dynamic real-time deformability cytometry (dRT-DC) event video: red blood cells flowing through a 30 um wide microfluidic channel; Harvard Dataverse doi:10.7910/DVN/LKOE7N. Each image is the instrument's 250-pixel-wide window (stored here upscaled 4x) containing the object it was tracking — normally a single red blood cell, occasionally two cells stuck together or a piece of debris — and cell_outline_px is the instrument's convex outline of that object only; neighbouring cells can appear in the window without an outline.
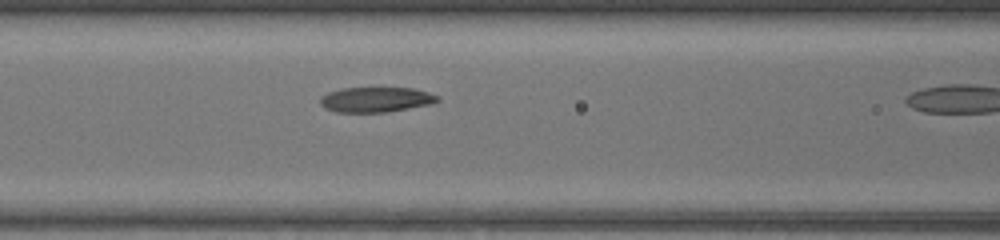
{"species": "common noctule bat (a hibernating species)", "species_latin": "Nyctalus noctula", "temperature_condition": "warm", "stored_images_in_passage": 10, "camera_frame_rate_fps": 3000, "um_per_image_px": 0.085, "animal": {"sex": "female", "body_mass_g": 17.0, "forearm_length_mm": 48.0}, "frame": {"image": 1, "passage_image": 9, "time_ms": 2.667, "image_size_px": [1000, 240], "cell_outline_px": [[440, 100], [432, 104], [388, 112], [336, 112], [324, 108], [320, 104], [320, 96], [328, 92], [344, 88], [412, 88], [428, 92], [440, 96]], "centroid_in_image_um": [31.96, 8.47], "position_along_channel_um": 134.6, "area_um2": 17.28}}